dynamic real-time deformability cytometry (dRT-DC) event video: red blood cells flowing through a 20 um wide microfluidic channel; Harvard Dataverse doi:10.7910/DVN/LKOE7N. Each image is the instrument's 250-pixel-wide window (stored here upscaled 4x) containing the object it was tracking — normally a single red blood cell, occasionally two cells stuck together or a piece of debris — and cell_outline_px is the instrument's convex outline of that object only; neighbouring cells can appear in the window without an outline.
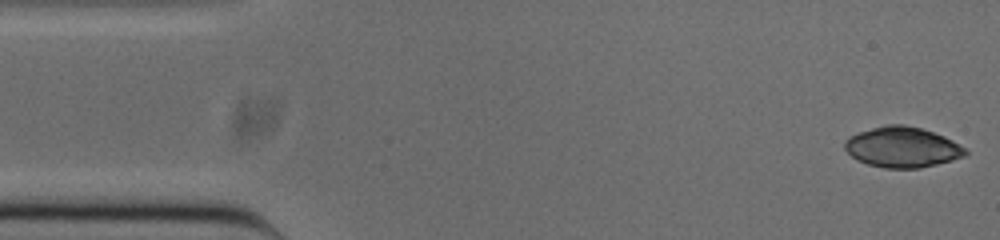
{"species": "common noctule bat (a hibernating species)", "species_latin": "Nyctalus noctula", "temperature_condition": "cold", "stored_images_in_passage": 51, "camera_frame_rate_fps": 3000, "um_per_image_px": 0.085, "animal": {"sex": "male", "body_mass_g": 20.0, "forearm_length_mm": 53.3}, "frame": {"image": 1, "passage_image": 1, "time_ms": 0.0, "image_size_px": [1000, 240], "cell_outline_px": [[968, 152], [964, 156], [952, 160], [920, 168], [884, 168], [868, 164], [856, 160], [844, 148], [844, 140], [848, 136], [856, 132], [888, 124], [904, 124], [920, 128], [944, 136], [952, 140], [964, 148]], "centroid_in_image_um": [76.65, 12.5], "position_along_channel_um": 8.4, "area_um2": 28.44}}